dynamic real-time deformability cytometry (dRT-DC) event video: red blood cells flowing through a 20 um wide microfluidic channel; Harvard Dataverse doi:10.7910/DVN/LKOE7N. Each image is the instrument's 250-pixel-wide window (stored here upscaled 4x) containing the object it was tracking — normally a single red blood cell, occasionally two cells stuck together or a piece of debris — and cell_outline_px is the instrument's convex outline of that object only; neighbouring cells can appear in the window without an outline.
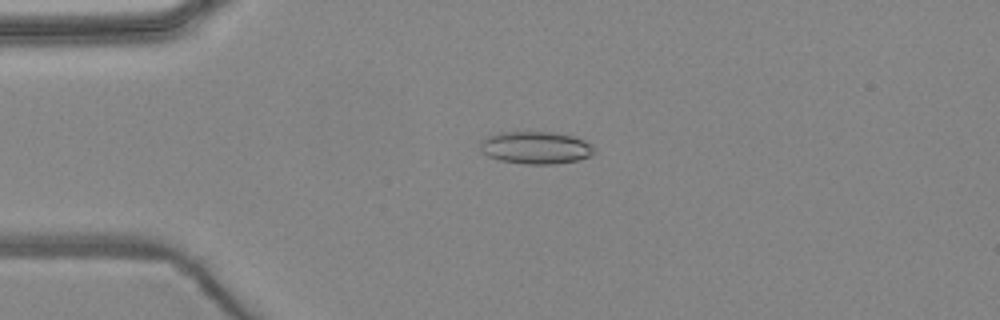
{"species": "common noctule bat (a hibernating species)", "species_latin": "Nyctalus noctula", "temperature_condition": "warm", "stored_images_in_passage": 6, "camera_frame_rate_fps": 3000, "um_per_image_px": 0.085, "animal": {"sex": "female", "body_mass_g": 24.6, "forearm_length_mm": 56.2}, "frame": {"image": 1, "passage_image": 4, "time_ms": 3.667, "image_size_px": [1000, 320], "cell_outline_px": [[596, 152], [580, 160], [552, 164], [528, 164], [500, 160], [488, 156], [480, 148], [480, 144], [488, 136], [500, 132], [552, 132], [572, 136], [584, 140], [592, 144], [596, 148]], "centroid_in_image_um": [45.59, 12.55], "position_along_channel_um": 39.4, "area_um2": 21.44}}
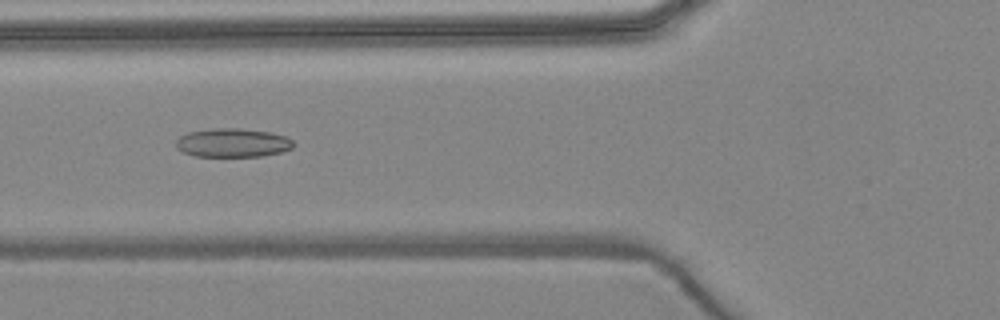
{"frame": {"image": 2, "passage_image": 6, "time_ms": 6.0, "image_size_px": [1000, 320], "cell_outline_px": [[296, 144], [292, 148], [280, 152], [264, 156], [196, 156], [184, 152], [176, 148], [176, 140], [180, 136], [188, 132], [212, 128], [240, 128], [272, 132], [288, 136]], "centroid_in_image_um": [19.81, 12.12], "position_along_channel_um": 106.0, "area_um2": 19.88}}